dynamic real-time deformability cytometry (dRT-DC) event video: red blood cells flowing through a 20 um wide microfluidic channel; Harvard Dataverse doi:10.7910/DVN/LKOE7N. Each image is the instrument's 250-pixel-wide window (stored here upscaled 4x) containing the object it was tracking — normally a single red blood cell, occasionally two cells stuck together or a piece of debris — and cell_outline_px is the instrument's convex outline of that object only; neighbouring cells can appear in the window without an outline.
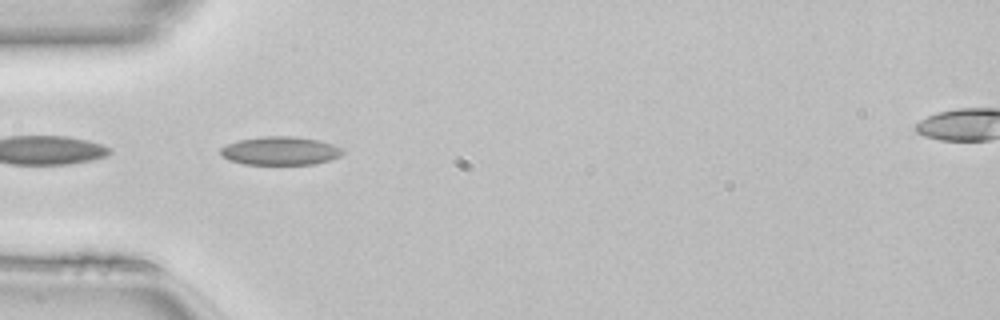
{"species": "common noctule bat (a hibernating species)", "species_latin": "Nyctalus noctula", "temperature_condition": "room temperature", "stored_images_in_passage": 17, "camera_frame_rate_fps": 3000, "um_per_image_px": 0.085, "animal": {"sex": "female", "body_mass_g": 22.7, "forearm_length_mm": 54.2}, "frame": {"image": 1, "passage_image": 3, "time_ms": 0.667, "image_size_px": [1000, 320], "cell_outline_px": [[344, 152], [340, 156], [316, 164], [244, 164], [228, 160], [220, 156], [220, 148], [228, 144], [240, 140], [260, 136], [292, 136], [320, 140], [332, 144], [340, 148]], "centroid_in_image_um": [23.79, 12.82], "position_along_channel_um": 61.2, "area_um2": 20.23}}